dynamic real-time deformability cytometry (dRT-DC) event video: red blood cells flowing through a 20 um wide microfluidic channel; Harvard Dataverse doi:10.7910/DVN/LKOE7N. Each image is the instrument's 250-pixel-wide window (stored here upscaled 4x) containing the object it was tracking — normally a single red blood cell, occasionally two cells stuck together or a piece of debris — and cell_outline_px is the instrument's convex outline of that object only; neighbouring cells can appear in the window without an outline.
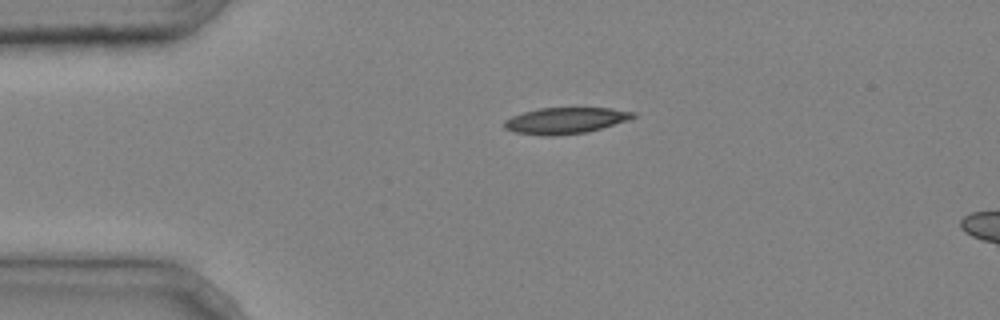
{"species": "common noctule bat (a hibernating species)", "species_latin": "Nyctalus noctula", "temperature_condition": "cold", "stored_images_in_passage": 2, "camera_frame_rate_fps": 3000, "um_per_image_px": 0.085, "animal": {"sex": "male", "body_mass_g": 20.4}, "frame": {"image": 1, "passage_image": 1, "time_ms": 0.0, "image_size_px": [1000, 320], "cell_outline_px": [[636, 116], [628, 120], [588, 132], [556, 136], [544, 136], [516, 132], [504, 128], [504, 120], [512, 116], [524, 112], [540, 108], [612, 108], [636, 112]], "centroid_in_image_um": [48.07, 10.25], "position_along_channel_um": 36.9, "area_um2": 19.71}}